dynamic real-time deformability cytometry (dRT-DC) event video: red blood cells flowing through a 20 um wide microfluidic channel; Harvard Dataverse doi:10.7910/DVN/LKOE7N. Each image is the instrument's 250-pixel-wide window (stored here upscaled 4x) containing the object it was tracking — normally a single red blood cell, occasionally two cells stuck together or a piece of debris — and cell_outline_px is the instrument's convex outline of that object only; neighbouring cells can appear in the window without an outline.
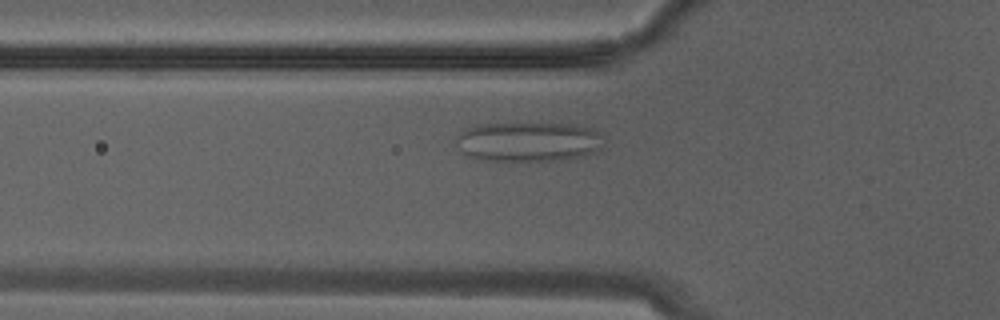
{"species": "Egyptian fruit bat (a non-hibernating species)", "species_latin": "Rousettus aegyptiacus", "temperature_condition": "warm", "stored_images_in_passage": 12, "camera_frame_rate_fps": 3000, "um_per_image_px": 0.085, "animal": {"sex": "male"}, "frame": {"image": 1, "passage_image": 4, "time_ms": 1.0, "image_size_px": [1000, 320], "cell_outline_px": [[600, 148], [596, 152], [584, 156], [552, 160], [480, 160], [468, 156], [460, 152], [456, 148], [456, 136], [464, 128], [476, 124], [580, 124], [592, 128], [600, 132]], "centroid_in_image_um": [44.85, 12.04], "position_along_channel_um": 81.0, "area_um2": 34.22}}